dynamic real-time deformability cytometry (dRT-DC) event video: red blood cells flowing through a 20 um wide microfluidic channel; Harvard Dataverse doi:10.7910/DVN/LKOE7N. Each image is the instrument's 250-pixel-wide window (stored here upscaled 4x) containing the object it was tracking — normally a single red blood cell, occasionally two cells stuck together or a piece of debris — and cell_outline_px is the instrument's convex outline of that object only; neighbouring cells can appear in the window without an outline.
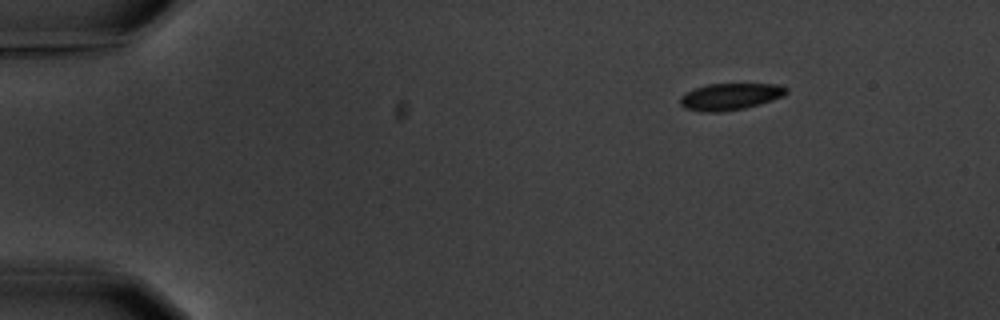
{"species": "common noctule bat (a hibernating species)", "species_latin": "Nyctalus noctula", "temperature_condition": "warm", "stored_images_in_passage": 3, "camera_frame_rate_fps": 3000, "um_per_image_px": 0.085, "animal": {"sex": "male", "body_mass_g": 20.1, "forearm_length_mm": 53.5}, "frame": {"image": 1, "passage_image": 1, "time_ms": 0.0, "image_size_px": [1000, 320], "cell_outline_px": [[788, 92], [784, 96], [760, 104], [744, 108], [720, 112], [704, 112], [684, 108], [680, 104], [680, 96], [696, 88], [708, 84], [780, 84], [788, 88]], "centroid_in_image_um": [62.09, 8.21], "position_along_channel_um": 22.9, "area_um2": 16.53}}